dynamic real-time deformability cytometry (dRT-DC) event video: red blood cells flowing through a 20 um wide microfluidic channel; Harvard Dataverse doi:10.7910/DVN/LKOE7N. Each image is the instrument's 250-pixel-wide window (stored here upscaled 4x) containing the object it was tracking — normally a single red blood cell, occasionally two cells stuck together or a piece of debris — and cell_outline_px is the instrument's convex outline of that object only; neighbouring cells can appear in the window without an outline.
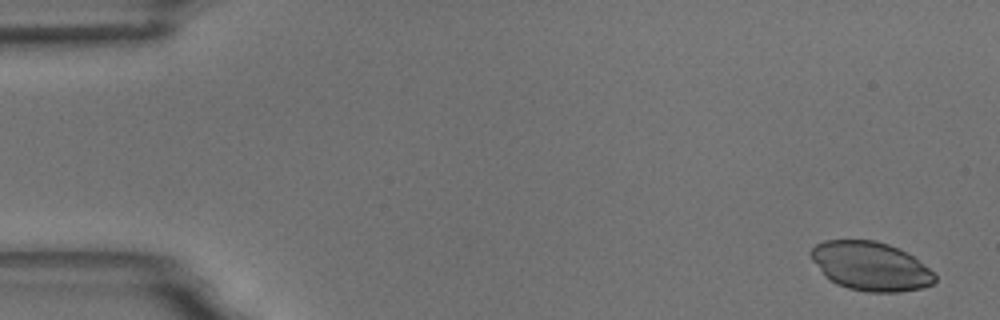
{"species": "common noctule bat (a hibernating species)", "species_latin": "Nyctalus noctula", "temperature_condition": "room temperature", "stored_images_in_passage": 25, "camera_frame_rate_fps": 3000, "um_per_image_px": 0.085, "animal": {"sex": "male", "body_mass_g": 18.8}, "frame": {"image": 1, "passage_image": 3, "time_ms": 0.667, "image_size_px": [1000, 320], "cell_outline_px": [[936, 280], [932, 284], [924, 288], [900, 292], [868, 292], [848, 288], [836, 284], [824, 276], [812, 260], [808, 252], [816, 244], [824, 240], [876, 240], [888, 244], [912, 256], [928, 268], [936, 276]], "centroid_in_image_um": [73.96, 22.63], "position_along_channel_um": 11.0, "area_um2": 35.26}}